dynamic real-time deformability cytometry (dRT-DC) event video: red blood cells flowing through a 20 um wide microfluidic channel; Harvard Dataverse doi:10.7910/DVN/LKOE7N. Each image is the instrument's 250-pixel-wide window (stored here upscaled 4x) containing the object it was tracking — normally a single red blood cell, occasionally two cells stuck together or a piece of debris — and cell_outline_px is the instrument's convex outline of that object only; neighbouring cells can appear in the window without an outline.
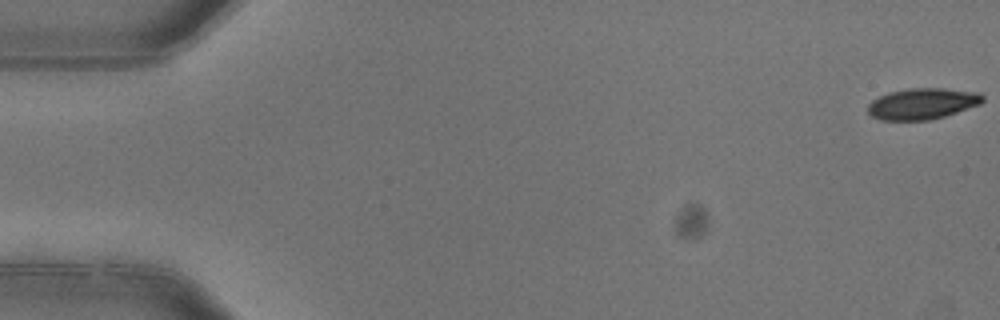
{"species": "common noctule bat (a hibernating species)", "species_latin": "Nyctalus noctula", "temperature_condition": "warm", "stored_images_in_passage": 6, "camera_frame_rate_fps": 3000, "um_per_image_px": 0.085, "animal": {"sex": "female"}, "frame": {"image": 1, "passage_image": 1, "time_ms": 0.0, "image_size_px": [1000, 320], "cell_outline_px": [[984, 100], [980, 104], [944, 116], [928, 120], [880, 120], [872, 116], [868, 112], [868, 104], [872, 100], [888, 92], [912, 88], [944, 88], [980, 92], [984, 96]], "centroid_in_image_um": [78.41, 8.8], "position_along_channel_um": 6.6, "area_um2": 20.81}}
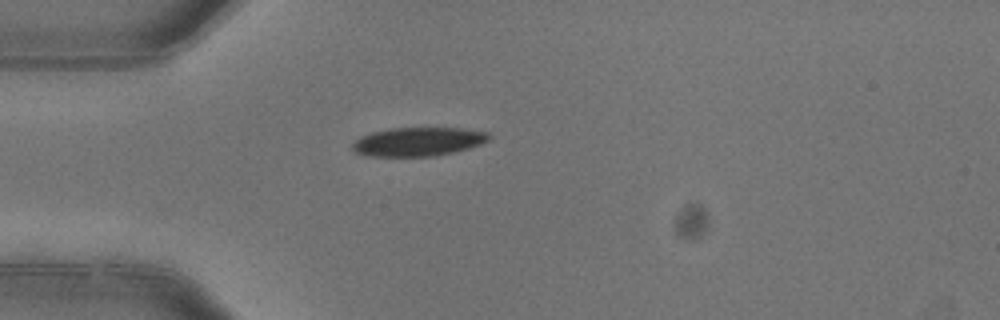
{"frame": {"image": 2, "passage_image": 5, "time_ms": 1.333, "image_size_px": [1000, 320], "cell_outline_px": [[492, 136], [488, 140], [480, 144], [468, 148], [436, 156], [368, 156], [352, 152], [352, 144], [360, 136], [372, 132], [392, 128], [460, 128], [488, 132]], "centroid_in_image_um": [35.52, 12.04], "position_along_channel_um": 49.5, "area_um2": 22.89}}